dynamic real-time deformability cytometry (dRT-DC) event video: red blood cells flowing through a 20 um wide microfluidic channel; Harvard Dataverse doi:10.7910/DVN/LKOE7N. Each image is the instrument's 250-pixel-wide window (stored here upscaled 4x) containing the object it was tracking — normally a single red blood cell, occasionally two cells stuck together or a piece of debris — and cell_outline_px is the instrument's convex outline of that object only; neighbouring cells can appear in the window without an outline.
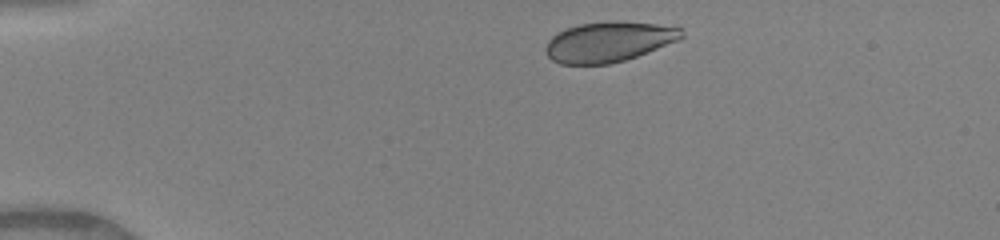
{"species": "human", "species_latin": "Homo sapiens", "temperature_condition": "warm", "stored_images_in_passage": 16, "camera_frame_rate_fps": 3000, "um_per_image_px": 0.085, "donor": {"sex": "female"}, "frame": {"image": 1, "passage_image": 1, "time_ms": 0.0, "image_size_px": [1000, 240], "cell_outline_px": [[684, 36], [680, 40], [636, 56], [624, 60], [608, 64], [560, 64], [552, 60], [548, 56], [544, 48], [548, 40], [556, 32], [580, 24], [612, 20], [616, 20], [656, 24], [680, 28]], "centroid_in_image_um": [51.72, 3.54], "position_along_channel_um": 33.3, "area_um2": 31.85}}
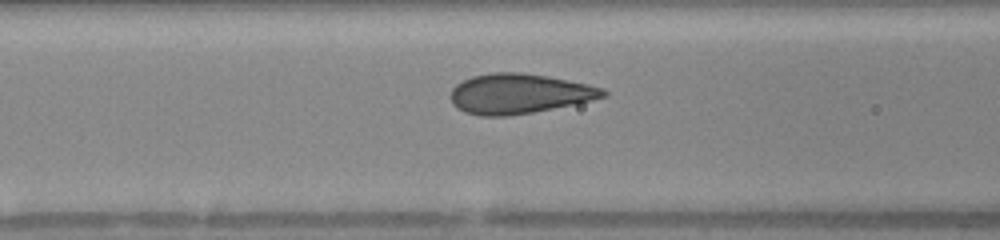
{"frame": {"image": 2, "passage_image": 7, "time_ms": 2.0, "image_size_px": [1000, 240], "cell_outline_px": [[608, 96], [592, 100], [532, 112], [508, 116], [480, 116], [464, 112], [456, 108], [452, 104], [452, 88], [456, 84], [472, 76], [492, 72], [520, 72], [548, 76], [588, 84], [604, 88], [608, 92]], "centroid_in_image_um": [44.12, 7.96], "position_along_channel_um": 122.5, "area_um2": 35.49}}